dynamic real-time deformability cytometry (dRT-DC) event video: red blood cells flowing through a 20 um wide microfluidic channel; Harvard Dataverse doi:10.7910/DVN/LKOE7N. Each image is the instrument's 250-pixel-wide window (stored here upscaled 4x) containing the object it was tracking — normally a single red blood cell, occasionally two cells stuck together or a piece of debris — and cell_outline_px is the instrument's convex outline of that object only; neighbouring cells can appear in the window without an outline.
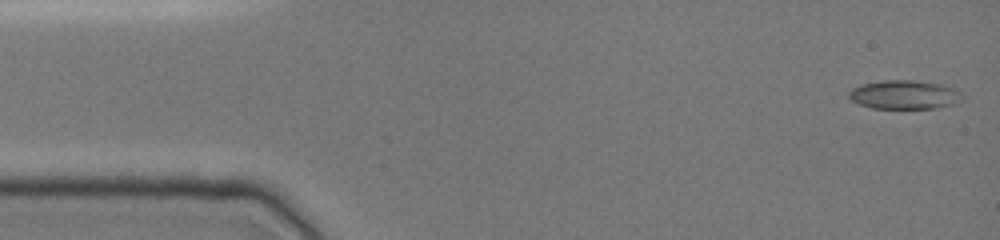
{"species": "common noctule bat (a hibernating species)", "species_latin": "Nyctalus noctula", "temperature_condition": "cold", "stored_images_in_passage": 47, "camera_frame_rate_fps": 3000, "um_per_image_px": 0.085, "animal": {"sex": "female", "body_mass_g": 19.0, "forearm_length_mm": 51.5}, "frame": {"image": 1, "passage_image": 1, "time_ms": 0.0, "image_size_px": [1000, 240], "cell_outline_px": [[964, 100], [952, 104], [936, 108], [872, 108], [860, 104], [852, 100], [848, 96], [848, 92], [852, 88], [860, 84], [884, 80], [916, 80], [944, 84], [956, 88], [964, 96]], "centroid_in_image_um": [76.92, 8.03], "position_along_channel_um": 8.1, "area_um2": 19.31}}
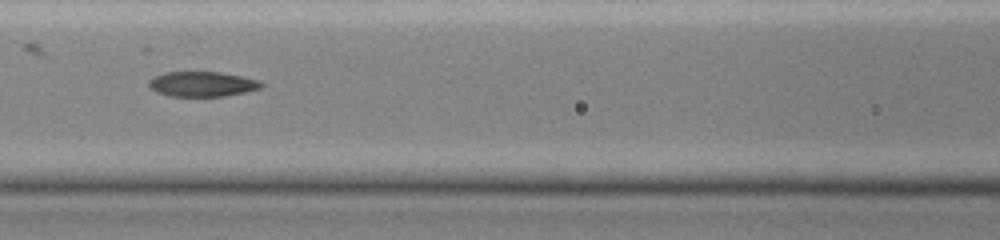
{"frame": {"image": 2, "passage_image": 20, "time_ms": 6.333, "image_size_px": [1000, 240], "cell_outline_px": [[264, 84], [260, 88], [244, 92], [224, 96], [168, 96], [156, 92], [148, 88], [148, 80], [164, 72], [220, 72], [260, 80]], "centroid_in_image_um": [17.15, 7.14], "position_along_channel_um": 149.5, "area_um2": 16.42}}
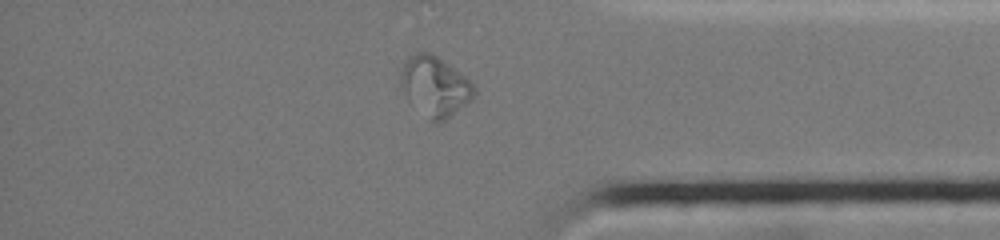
{"frame": {"image": 3, "passage_image": 39, "time_ms": 12.667, "image_size_px": [1000, 240], "cell_outline_px": [[476, 92], [464, 104], [440, 124], [436, 124], [428, 120], [408, 100], [400, 84], [400, 72], [404, 60], [412, 52], [432, 52], [464, 76], [476, 88]], "centroid_in_image_um": [36.9, 7.32], "position_along_channel_um": 398.3, "area_um2": 25.55}, "authors_computed_cell_mechanics": {"area_um2": 18.207, "velocity_mm_per_s": 4.0185, "shape_relaxation_time_tau1_ms": null, "shape_relaxation_time_tau2_ms": 3.1668, "deformation_change_tau1": null, "deformation_change_tau2": 0.0737}}